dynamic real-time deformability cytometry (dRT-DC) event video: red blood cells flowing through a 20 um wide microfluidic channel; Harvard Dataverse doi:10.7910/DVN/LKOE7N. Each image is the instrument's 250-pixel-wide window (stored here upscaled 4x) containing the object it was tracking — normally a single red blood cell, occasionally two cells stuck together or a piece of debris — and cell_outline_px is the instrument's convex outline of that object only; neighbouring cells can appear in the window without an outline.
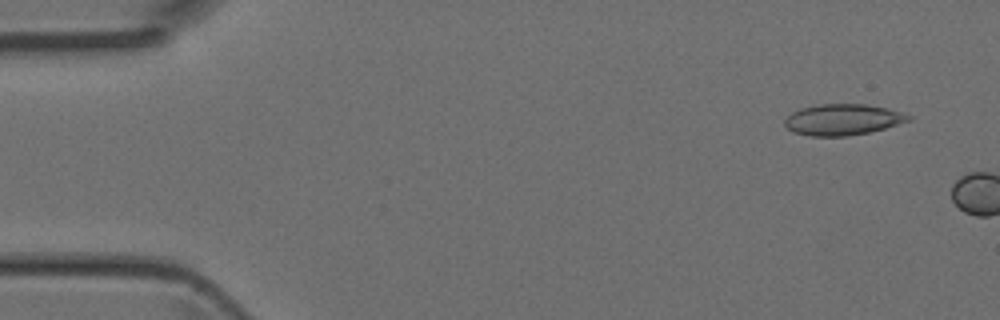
{"species": "Egyptian fruit bat (a non-hibernating species)", "species_latin": "Rousettus aegyptiacus", "temperature_condition": "room temperature", "stored_images_in_passage": 2, "camera_frame_rate_fps": 3000, "um_per_image_px": 0.085, "animal": {"sex": "female"}, "frame": {"image": 1, "passage_image": 1, "time_ms": 0.0, "image_size_px": [1000, 320], "cell_outline_px": [[912, 120], [884, 128], [868, 132], [848, 136], [812, 136], [792, 132], [784, 124], [784, 120], [792, 112], [800, 108], [820, 104], [868, 104], [888, 108], [912, 116]], "centroid_in_image_um": [71.63, 10.16], "position_along_channel_um": 13.4, "area_um2": 22.43}}